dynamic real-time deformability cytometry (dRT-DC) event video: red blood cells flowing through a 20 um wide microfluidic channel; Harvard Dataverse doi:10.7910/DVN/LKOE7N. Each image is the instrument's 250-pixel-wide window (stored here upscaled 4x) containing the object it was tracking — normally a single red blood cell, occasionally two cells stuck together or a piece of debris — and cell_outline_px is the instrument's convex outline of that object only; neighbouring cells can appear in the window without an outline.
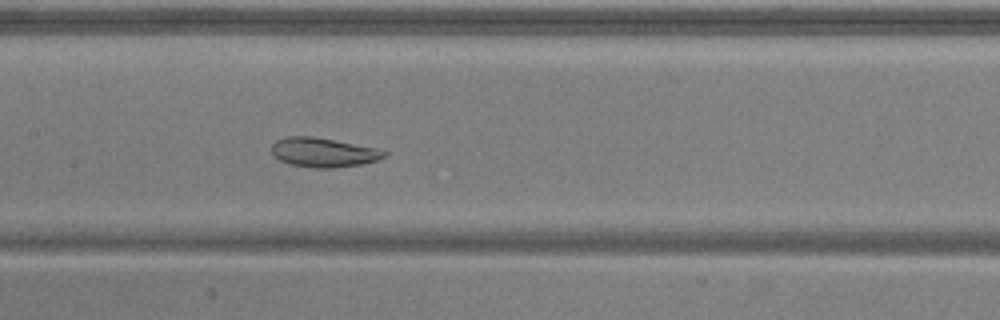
{"species": "common noctule bat (a hibernating species)", "species_latin": "Nyctalus noctula", "temperature_condition": "warm", "stored_images_in_passage": 54, "camera_frame_rate_fps": 3000, "um_per_image_px": 0.085, "animal": {"sex": "male", "body_mass_g": 20.5, "forearm_length_mm": 52.5}, "frame": {"image": 1, "passage_image": 25, "time_ms": 8.0, "image_size_px": [1000, 320], "cell_outline_px": [[388, 152], [384, 156], [376, 160], [360, 164], [332, 168], [316, 168], [288, 164], [272, 156], [272, 144], [276, 140], [288, 136], [312, 136], [380, 148]], "centroid_in_image_um": [27.47, 12.95], "position_along_channel_um": 179.9, "area_um2": 19.31}}
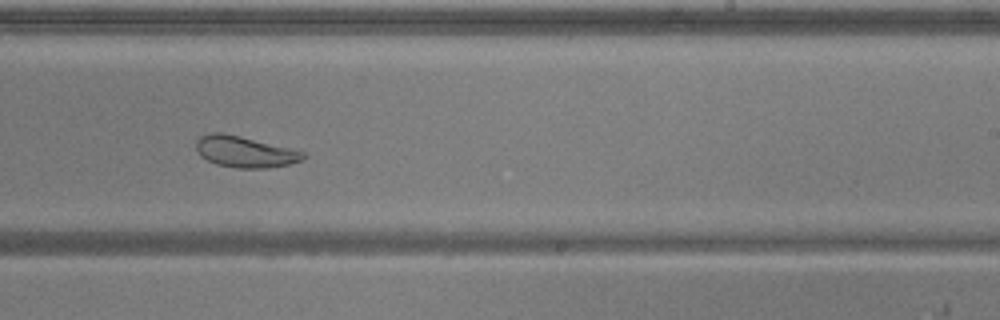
{"frame": {"image": 2, "passage_image": 32, "time_ms": 10.333, "image_size_px": [1000, 320], "cell_outline_px": [[308, 156], [304, 160], [288, 164], [268, 168], [236, 168], [216, 164], [200, 156], [196, 148], [196, 140], [200, 136], [212, 132], [220, 132], [240, 136], [304, 152]], "centroid_in_image_um": [20.8, 12.91], "position_along_channel_um": 268.2, "area_um2": 19.36}}
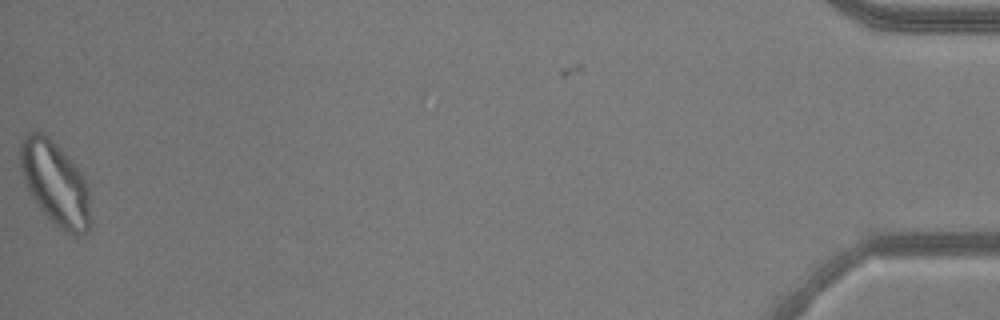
{"frame": {"image": 3, "passage_image": 53, "time_ms": 17.333, "image_size_px": [1000, 320], "cell_outline_px": [[88, 228], [84, 232], [76, 236], [72, 236], [64, 232], [40, 208], [28, 192], [20, 168], [20, 140], [28, 132], [40, 132], [48, 136], [60, 148], [84, 176], [88, 184]], "centroid_in_image_um": [4.65, 15.55], "position_along_channel_um": 430.5, "area_um2": 33.76}, "authors_computed_cell_mechanics": {"area_um2": 26.5302, "velocity_mm_per_s": 3.8018, "shape_relaxation_time_tau1_ms": 4.8602, "shape_relaxation_time_tau2_ms": 1.8478, "deformation_change_tau1": 0.1467, "deformation_change_tau2": 0.0618}}